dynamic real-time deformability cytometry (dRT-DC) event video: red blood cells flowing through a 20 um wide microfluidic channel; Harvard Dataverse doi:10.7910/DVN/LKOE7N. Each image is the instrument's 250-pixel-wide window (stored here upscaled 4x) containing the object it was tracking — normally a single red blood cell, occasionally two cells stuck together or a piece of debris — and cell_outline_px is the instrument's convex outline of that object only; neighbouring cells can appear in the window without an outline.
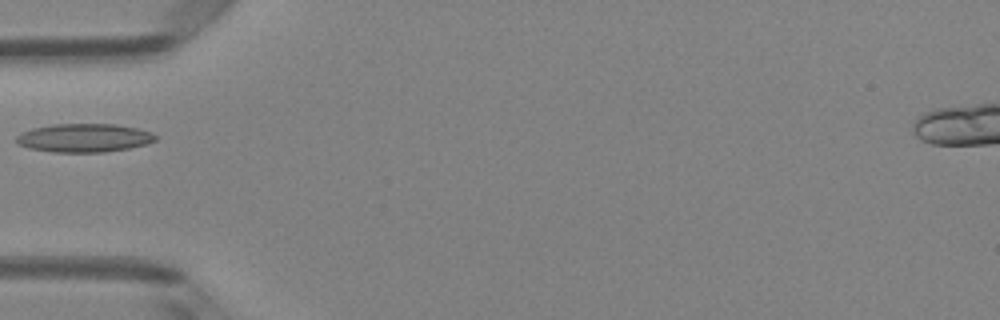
{"species": "Egyptian fruit bat (a non-hibernating species)", "species_latin": "Rousettus aegyptiacus", "temperature_condition": "room temperature", "stored_images_in_passage": 2, "camera_frame_rate_fps": 3000, "um_per_image_px": 0.085, "animal": {"sex": "female"}, "frame": {"image": 1, "passage_image": 2, "time_ms": 0.333, "image_size_px": [1000, 320], "cell_outline_px": [[156, 140], [144, 144], [128, 148], [104, 152], [52, 152], [28, 148], [20, 144], [16, 140], [16, 136], [32, 128], [52, 124], [116, 124], [136, 128], [152, 132], [156, 136]], "centroid_in_image_um": [7.14, 11.72], "position_along_channel_um": 77.9, "area_um2": 22.95}}